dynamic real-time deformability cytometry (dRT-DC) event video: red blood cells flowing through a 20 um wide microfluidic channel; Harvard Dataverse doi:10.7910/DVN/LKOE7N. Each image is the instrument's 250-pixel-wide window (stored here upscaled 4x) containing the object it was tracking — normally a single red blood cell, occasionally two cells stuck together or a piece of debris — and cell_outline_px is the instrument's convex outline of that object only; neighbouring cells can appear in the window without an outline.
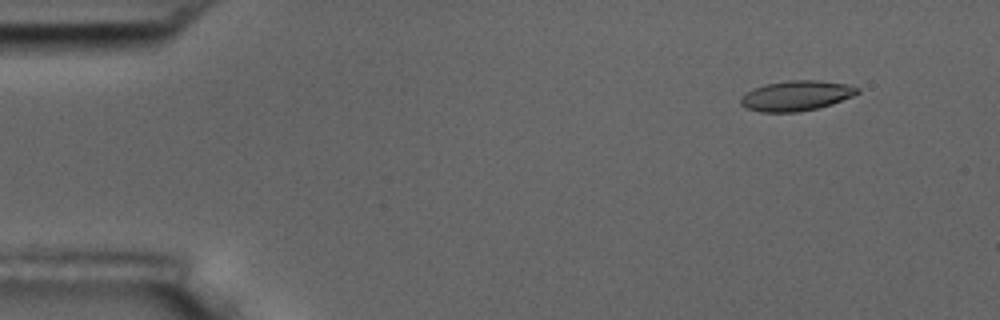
{"species": "common noctule bat (a hibernating species)", "species_latin": "Nyctalus noctula", "temperature_condition": "room temperature", "stored_images_in_passage": 5, "camera_frame_rate_fps": 3000, "um_per_image_px": 0.085, "animal": {"sex": "male", "body_mass_g": 17.5, "forearm_length_mm": 52.3}, "frame": {"image": 1, "passage_image": 2, "time_ms": 1.0, "image_size_px": [1000, 320], "cell_outline_px": [[860, 92], [852, 96], [832, 104], [816, 108], [796, 112], [760, 112], [748, 108], [740, 104], [740, 96], [752, 88], [764, 84], [788, 80], [816, 80], [852, 84], [860, 88]], "centroid_in_image_um": [67.68, 8.12], "position_along_channel_um": 17.3, "area_um2": 20.69}}
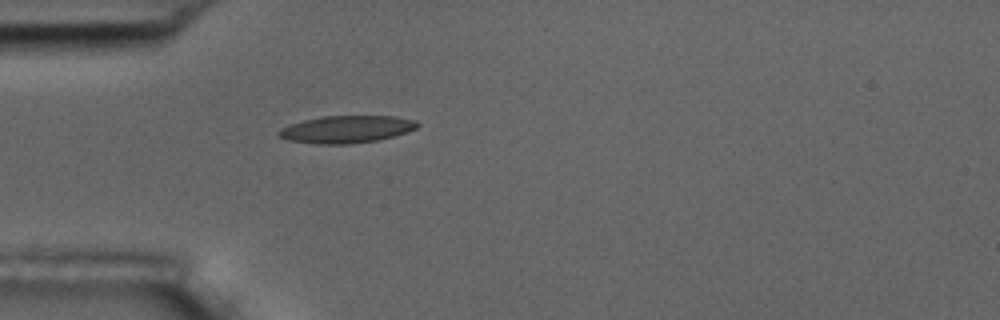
{"frame": {"image": 2, "passage_image": 5, "time_ms": 4.667, "image_size_px": [1000, 320], "cell_outline_px": [[420, 124], [416, 128], [392, 136], [376, 140], [348, 144], [316, 144], [288, 140], [280, 136], [276, 132], [280, 128], [288, 124], [304, 120], [324, 116], [392, 116], [416, 120]], "centroid_in_image_um": [29.4, 10.98], "position_along_channel_um": 55.6, "area_um2": 21.91}}